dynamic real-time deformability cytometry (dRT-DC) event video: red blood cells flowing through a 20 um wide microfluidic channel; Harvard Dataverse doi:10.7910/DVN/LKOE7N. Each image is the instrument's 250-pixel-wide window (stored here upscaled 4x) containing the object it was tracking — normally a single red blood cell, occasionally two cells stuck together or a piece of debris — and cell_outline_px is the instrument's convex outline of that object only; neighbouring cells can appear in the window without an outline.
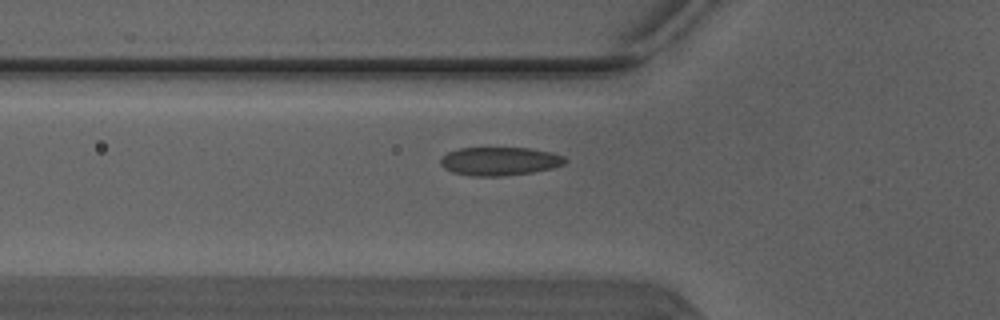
{"species": "Egyptian fruit bat (a non-hibernating species)", "species_latin": "Rousettus aegyptiacus", "temperature_condition": "warm", "stored_images_in_passage": 4, "segment_of_instrument_passage": [2, 2], "camera_frame_rate_fps": 3000, "um_per_image_px": 0.085, "animal": {"sex": "male"}, "frame": {"image": 1, "passage_image": 4, "time_ms": 1.0, "image_size_px": [1000, 320], "cell_outline_px": [[568, 160], [564, 164], [552, 168], [532, 172], [500, 176], [476, 176], [452, 172], [444, 168], [440, 164], [440, 160], [448, 152], [460, 148], [528, 148], [552, 152], [564, 156]], "centroid_in_image_um": [42.49, 13.7], "position_along_channel_um": 83.3, "area_um2": 20.52}}